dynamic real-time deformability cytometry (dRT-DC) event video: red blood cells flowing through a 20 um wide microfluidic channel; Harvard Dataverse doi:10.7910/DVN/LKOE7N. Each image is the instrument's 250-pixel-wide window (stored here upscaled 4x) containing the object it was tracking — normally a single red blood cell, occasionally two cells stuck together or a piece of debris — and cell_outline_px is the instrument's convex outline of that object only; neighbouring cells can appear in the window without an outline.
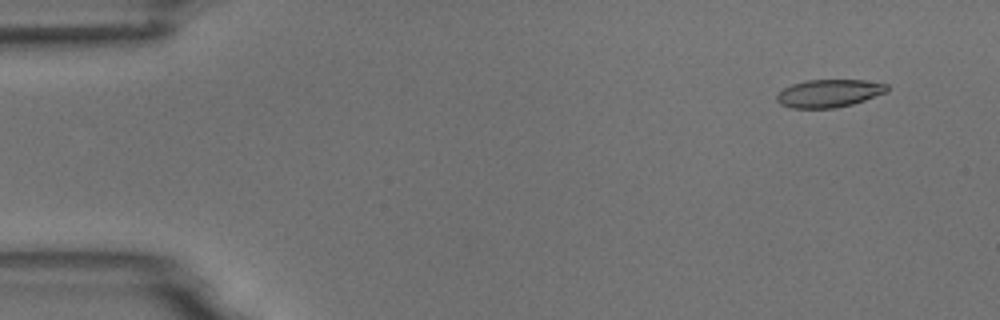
{"species": "common noctule bat (a hibernating species)", "species_latin": "Nyctalus noctula", "temperature_condition": "room temperature", "stored_images_in_passage": 5, "camera_frame_rate_fps": 3000, "um_per_image_px": 0.085, "animal": {"sex": "male", "body_mass_g": 18.8}, "frame": {"image": 1, "passage_image": 2, "time_ms": 1.0, "image_size_px": [1000, 320], "cell_outline_px": [[888, 92], [852, 104], [836, 108], [792, 108], [780, 104], [776, 100], [776, 96], [784, 88], [792, 84], [808, 80], [864, 80], [888, 84]], "centroid_in_image_um": [70.48, 7.93], "position_along_channel_um": 14.5, "area_um2": 17.86}}
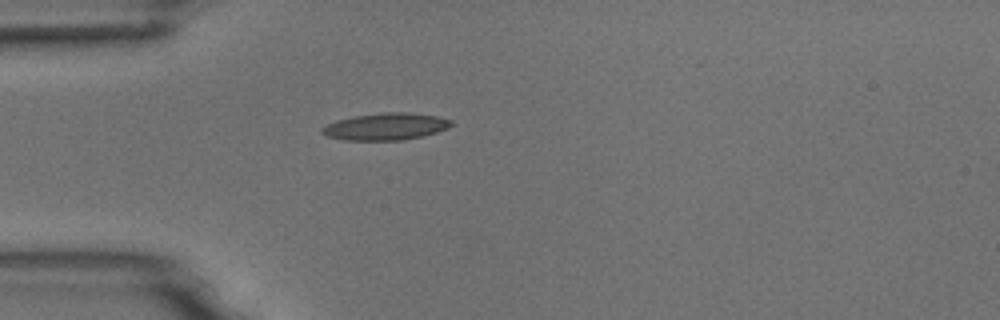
{"frame": {"image": 2, "passage_image": 5, "time_ms": 4.667, "image_size_px": [1000, 320], "cell_outline_px": [[452, 124], [448, 128], [436, 132], [404, 140], [344, 140], [328, 136], [320, 132], [320, 128], [336, 120], [352, 116], [384, 112], [408, 112], [436, 116], [452, 120]], "centroid_in_image_um": [32.76, 10.75], "position_along_channel_um": 52.2, "area_um2": 20.29}}